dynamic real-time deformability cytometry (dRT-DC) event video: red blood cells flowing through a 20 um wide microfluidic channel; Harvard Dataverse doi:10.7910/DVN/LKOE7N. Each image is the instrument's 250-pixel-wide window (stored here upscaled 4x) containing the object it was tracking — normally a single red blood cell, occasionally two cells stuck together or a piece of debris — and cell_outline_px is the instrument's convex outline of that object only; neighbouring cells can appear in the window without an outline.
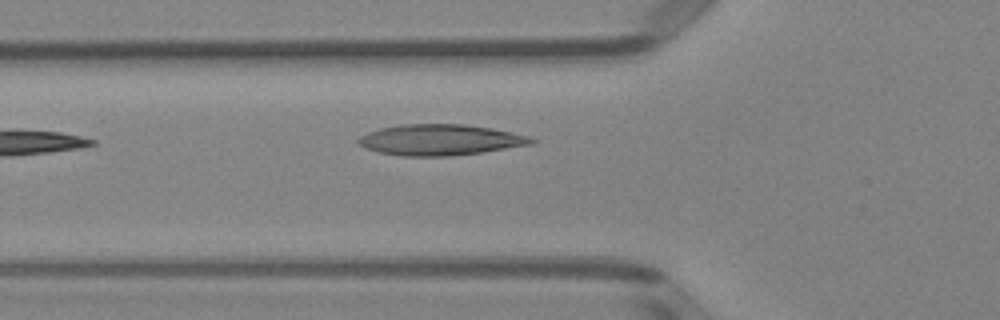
{"species": "Egyptian fruit bat (a non-hibernating species)", "species_latin": "Rousettus aegyptiacus", "temperature_condition": "room temperature", "stored_images_in_passage": 5, "camera_frame_rate_fps": 3000, "um_per_image_px": 0.085, "animal": {"sex": "female"}, "frame": {"image": 1, "passage_image": 5, "time_ms": 4.667, "image_size_px": [1000, 320], "cell_outline_px": [[536, 140], [532, 144], [480, 152], [448, 156], [404, 156], [380, 152], [364, 148], [356, 140], [360, 136], [368, 132], [380, 128], [400, 124], [460, 124], [488, 128], [528, 136]], "centroid_in_image_um": [37.35, 11.89], "position_along_channel_um": 88.5, "area_um2": 30.69}}